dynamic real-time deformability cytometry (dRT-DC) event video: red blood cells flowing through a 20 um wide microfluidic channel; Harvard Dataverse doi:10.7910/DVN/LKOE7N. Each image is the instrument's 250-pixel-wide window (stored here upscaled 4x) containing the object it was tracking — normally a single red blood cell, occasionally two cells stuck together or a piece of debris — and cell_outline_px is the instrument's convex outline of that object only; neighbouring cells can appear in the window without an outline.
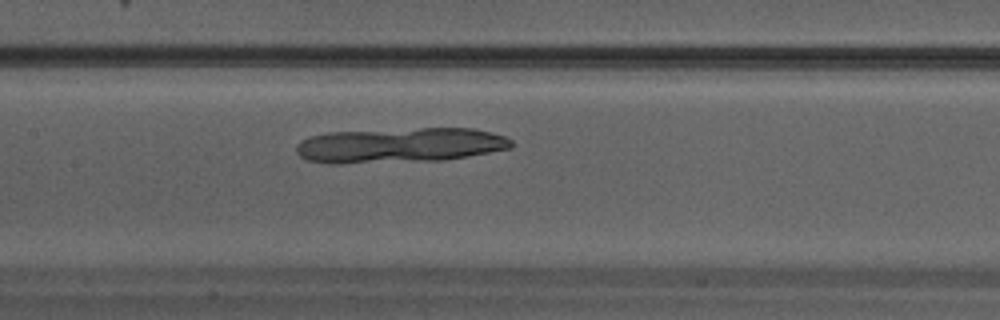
{"species": "Egyptian fruit bat (a non-hibernating species)", "species_latin": "Rousettus aegyptiacus", "temperature_condition": "warm", "stored_images_in_passage": 21, "camera_frame_rate_fps": 3000, "um_per_image_px": 0.085, "animal": {"sex": "male"}, "frame": {"image": 1, "passage_image": 7, "time_ms": 2.0, "image_size_px": [1000, 320], "cell_outline_px": [[512, 148], [444, 160], [340, 164], [328, 164], [304, 160], [296, 152], [296, 144], [300, 140], [308, 136], [328, 132], [420, 128], [472, 128], [492, 132], [504, 136], [512, 140]], "centroid_in_image_um": [33.92, 12.35], "position_along_channel_um": 173.5, "area_um2": 44.39}}
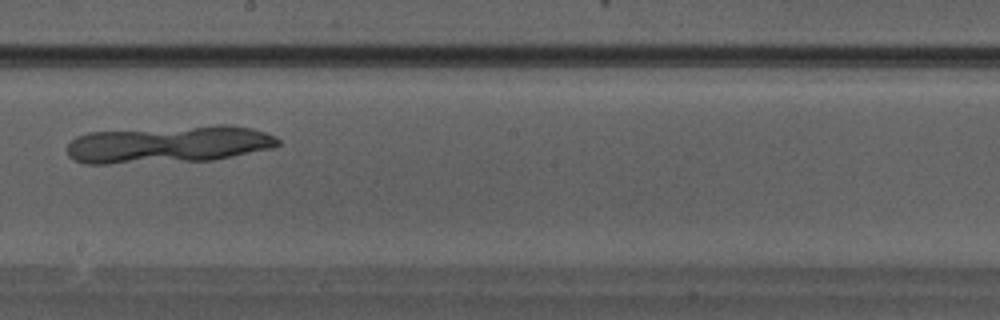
{"frame": {"image": 2, "passage_image": 10, "time_ms": 3.0, "image_size_px": [1000, 320], "cell_outline_px": [[280, 144], [272, 148], [212, 160], [108, 164], [84, 164], [72, 160], [68, 156], [68, 144], [76, 136], [88, 132], [216, 124], [228, 124], [252, 128], [276, 136], [280, 140]], "centroid_in_image_um": [14.32, 12.26], "position_along_channel_um": 233.9, "area_um2": 46.41}}